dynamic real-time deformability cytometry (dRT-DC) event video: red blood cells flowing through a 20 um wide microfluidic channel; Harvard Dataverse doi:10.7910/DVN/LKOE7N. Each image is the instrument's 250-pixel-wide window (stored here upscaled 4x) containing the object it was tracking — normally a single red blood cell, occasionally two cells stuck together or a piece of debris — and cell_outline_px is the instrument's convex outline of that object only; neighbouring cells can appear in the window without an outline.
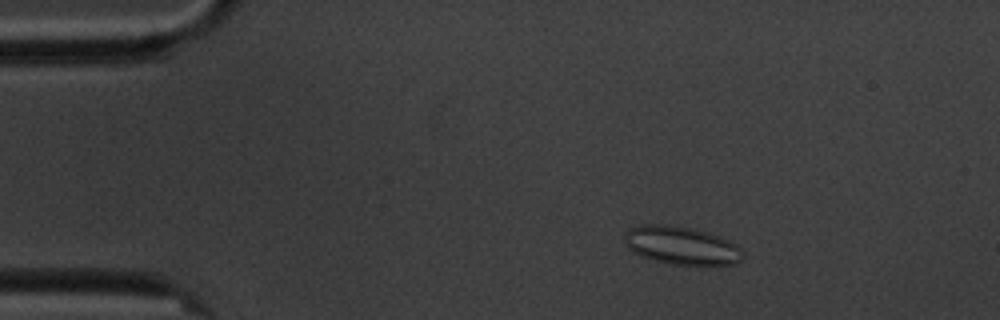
{"species": "common noctule bat (a hibernating species)", "species_latin": "Nyctalus noctula", "temperature_condition": "cold", "stored_images_in_passage": 5, "camera_frame_rate_fps": 3000, "um_per_image_px": 0.085, "animal": {"sex": "male", "body_mass_g": 20.1, "forearm_length_mm": 53.5}, "frame": {"image": 1, "passage_image": 3, "time_ms": 2.333, "image_size_px": [1000, 320], "cell_outline_px": [[744, 256], [740, 260], [732, 264], [672, 264], [640, 256], [632, 252], [624, 244], [624, 232], [640, 224], [668, 224], [692, 228], [708, 232], [720, 236], [736, 244], [744, 252]], "centroid_in_image_um": [57.89, 20.84], "position_along_channel_um": 27.1, "area_um2": 26.36}}